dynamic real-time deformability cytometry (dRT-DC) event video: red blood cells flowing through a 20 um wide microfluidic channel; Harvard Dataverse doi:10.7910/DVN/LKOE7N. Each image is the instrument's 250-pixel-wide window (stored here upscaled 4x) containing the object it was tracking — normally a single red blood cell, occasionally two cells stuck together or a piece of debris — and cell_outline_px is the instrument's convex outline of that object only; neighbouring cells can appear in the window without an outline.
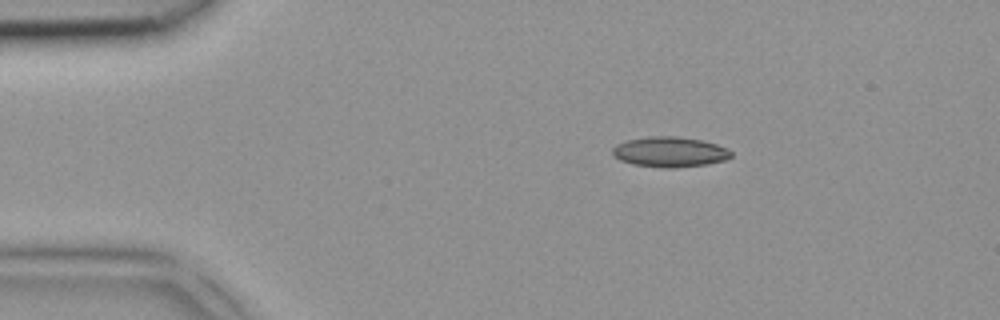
{"species": "common noctule bat (a hibernating species)", "species_latin": "Nyctalus noctula", "temperature_condition": "room temperature", "stored_images_in_passage": 4, "camera_frame_rate_fps": 3000, "um_per_image_px": 0.085, "animal": {"sex": "female", "body_mass_g": 18.4}, "frame": {"image": 1, "passage_image": 4, "time_ms": 1.0, "image_size_px": [1000, 320], "cell_outline_px": [[732, 156], [728, 160], [708, 164], [676, 168], [664, 168], [632, 164], [620, 160], [612, 152], [612, 148], [616, 144], [628, 140], [648, 136], [676, 136], [700, 140], [716, 144], [728, 148], [732, 152]], "centroid_in_image_um": [56.97, 12.92], "position_along_channel_um": 28.0, "area_um2": 21.04}}